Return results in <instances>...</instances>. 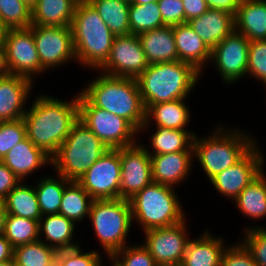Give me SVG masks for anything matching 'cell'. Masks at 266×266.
Instances as JSON below:
<instances>
[{"instance_id": "8d00e7d4", "label": "cell", "mask_w": 266, "mask_h": 266, "mask_svg": "<svg viewBox=\"0 0 266 266\" xmlns=\"http://www.w3.org/2000/svg\"><path fill=\"white\" fill-rule=\"evenodd\" d=\"M166 26L162 20L157 2L148 4H130L129 28L130 33L139 35L143 32Z\"/></svg>"}, {"instance_id": "f907efd6", "label": "cell", "mask_w": 266, "mask_h": 266, "mask_svg": "<svg viewBox=\"0 0 266 266\" xmlns=\"http://www.w3.org/2000/svg\"><path fill=\"white\" fill-rule=\"evenodd\" d=\"M7 66L6 48L5 45H0V78L10 75Z\"/></svg>"}, {"instance_id": "7dc6e473", "label": "cell", "mask_w": 266, "mask_h": 266, "mask_svg": "<svg viewBox=\"0 0 266 266\" xmlns=\"http://www.w3.org/2000/svg\"><path fill=\"white\" fill-rule=\"evenodd\" d=\"M185 11V23L204 14L208 9L205 0H182Z\"/></svg>"}, {"instance_id": "f1b7e54d", "label": "cell", "mask_w": 266, "mask_h": 266, "mask_svg": "<svg viewBox=\"0 0 266 266\" xmlns=\"http://www.w3.org/2000/svg\"><path fill=\"white\" fill-rule=\"evenodd\" d=\"M156 131L150 136V147L152 152L148 150L149 155H158L175 152H194L193 140L195 132L180 129H169L166 127H156Z\"/></svg>"}, {"instance_id": "c3c4849f", "label": "cell", "mask_w": 266, "mask_h": 266, "mask_svg": "<svg viewBox=\"0 0 266 266\" xmlns=\"http://www.w3.org/2000/svg\"><path fill=\"white\" fill-rule=\"evenodd\" d=\"M210 9H217L228 12L234 16L242 0H205Z\"/></svg>"}, {"instance_id": "8992f818", "label": "cell", "mask_w": 266, "mask_h": 266, "mask_svg": "<svg viewBox=\"0 0 266 266\" xmlns=\"http://www.w3.org/2000/svg\"><path fill=\"white\" fill-rule=\"evenodd\" d=\"M175 188L152 182L129 199L132 220L143 231L168 227L185 220Z\"/></svg>"}, {"instance_id": "1f68e13d", "label": "cell", "mask_w": 266, "mask_h": 266, "mask_svg": "<svg viewBox=\"0 0 266 266\" xmlns=\"http://www.w3.org/2000/svg\"><path fill=\"white\" fill-rule=\"evenodd\" d=\"M93 200L77 181H70L65 186L59 214L74 223L84 221L86 216L89 217Z\"/></svg>"}, {"instance_id": "6f0895ef", "label": "cell", "mask_w": 266, "mask_h": 266, "mask_svg": "<svg viewBox=\"0 0 266 266\" xmlns=\"http://www.w3.org/2000/svg\"><path fill=\"white\" fill-rule=\"evenodd\" d=\"M157 266H183V265L180 263V264H161Z\"/></svg>"}, {"instance_id": "ba28073f", "label": "cell", "mask_w": 266, "mask_h": 266, "mask_svg": "<svg viewBox=\"0 0 266 266\" xmlns=\"http://www.w3.org/2000/svg\"><path fill=\"white\" fill-rule=\"evenodd\" d=\"M88 218L108 258L126 246V239L133 224L129 200H93Z\"/></svg>"}, {"instance_id": "52a82bcc", "label": "cell", "mask_w": 266, "mask_h": 266, "mask_svg": "<svg viewBox=\"0 0 266 266\" xmlns=\"http://www.w3.org/2000/svg\"><path fill=\"white\" fill-rule=\"evenodd\" d=\"M107 150L106 145L78 120L52 157L51 166L67 180L78 181Z\"/></svg>"}, {"instance_id": "9a60e30c", "label": "cell", "mask_w": 266, "mask_h": 266, "mask_svg": "<svg viewBox=\"0 0 266 266\" xmlns=\"http://www.w3.org/2000/svg\"><path fill=\"white\" fill-rule=\"evenodd\" d=\"M186 221L162 228L144 231L145 242L142 243L157 265L180 264L191 238L187 234Z\"/></svg>"}, {"instance_id": "603a6c76", "label": "cell", "mask_w": 266, "mask_h": 266, "mask_svg": "<svg viewBox=\"0 0 266 266\" xmlns=\"http://www.w3.org/2000/svg\"><path fill=\"white\" fill-rule=\"evenodd\" d=\"M187 244L183 266H221V258L227 246L221 237L209 234L208 229Z\"/></svg>"}, {"instance_id": "277c9868", "label": "cell", "mask_w": 266, "mask_h": 266, "mask_svg": "<svg viewBox=\"0 0 266 266\" xmlns=\"http://www.w3.org/2000/svg\"><path fill=\"white\" fill-rule=\"evenodd\" d=\"M200 75L192 65L180 60L149 65L137 78L144 106L187 99Z\"/></svg>"}, {"instance_id": "ee69618b", "label": "cell", "mask_w": 266, "mask_h": 266, "mask_svg": "<svg viewBox=\"0 0 266 266\" xmlns=\"http://www.w3.org/2000/svg\"><path fill=\"white\" fill-rule=\"evenodd\" d=\"M221 266H258L245 245L239 243L227 246L221 258Z\"/></svg>"}, {"instance_id": "ffe728a7", "label": "cell", "mask_w": 266, "mask_h": 266, "mask_svg": "<svg viewBox=\"0 0 266 266\" xmlns=\"http://www.w3.org/2000/svg\"><path fill=\"white\" fill-rule=\"evenodd\" d=\"M202 41L213 49L235 30V16L217 9H208L204 14L188 21Z\"/></svg>"}, {"instance_id": "83f0119b", "label": "cell", "mask_w": 266, "mask_h": 266, "mask_svg": "<svg viewBox=\"0 0 266 266\" xmlns=\"http://www.w3.org/2000/svg\"><path fill=\"white\" fill-rule=\"evenodd\" d=\"M76 4L73 0H37L32 8V25L71 26Z\"/></svg>"}, {"instance_id": "30bf717a", "label": "cell", "mask_w": 266, "mask_h": 266, "mask_svg": "<svg viewBox=\"0 0 266 266\" xmlns=\"http://www.w3.org/2000/svg\"><path fill=\"white\" fill-rule=\"evenodd\" d=\"M77 182L94 200L120 198V149H108Z\"/></svg>"}, {"instance_id": "ab89813d", "label": "cell", "mask_w": 266, "mask_h": 266, "mask_svg": "<svg viewBox=\"0 0 266 266\" xmlns=\"http://www.w3.org/2000/svg\"><path fill=\"white\" fill-rule=\"evenodd\" d=\"M27 137L23 118L0 122V160L19 142Z\"/></svg>"}, {"instance_id": "f546056e", "label": "cell", "mask_w": 266, "mask_h": 266, "mask_svg": "<svg viewBox=\"0 0 266 266\" xmlns=\"http://www.w3.org/2000/svg\"><path fill=\"white\" fill-rule=\"evenodd\" d=\"M234 202L245 217L257 220L266 217V174L262 172L247 185Z\"/></svg>"}, {"instance_id": "3957f363", "label": "cell", "mask_w": 266, "mask_h": 266, "mask_svg": "<svg viewBox=\"0 0 266 266\" xmlns=\"http://www.w3.org/2000/svg\"><path fill=\"white\" fill-rule=\"evenodd\" d=\"M71 30L77 63L99 71L109 58L115 35L90 2L76 4Z\"/></svg>"}, {"instance_id": "b9f144b4", "label": "cell", "mask_w": 266, "mask_h": 266, "mask_svg": "<svg viewBox=\"0 0 266 266\" xmlns=\"http://www.w3.org/2000/svg\"><path fill=\"white\" fill-rule=\"evenodd\" d=\"M247 74L266 86V40L249 43Z\"/></svg>"}, {"instance_id": "60d3db41", "label": "cell", "mask_w": 266, "mask_h": 266, "mask_svg": "<svg viewBox=\"0 0 266 266\" xmlns=\"http://www.w3.org/2000/svg\"><path fill=\"white\" fill-rule=\"evenodd\" d=\"M102 261L97 250L82 252L81 246L59 250L56 255V266H97Z\"/></svg>"}, {"instance_id": "2e32d148", "label": "cell", "mask_w": 266, "mask_h": 266, "mask_svg": "<svg viewBox=\"0 0 266 266\" xmlns=\"http://www.w3.org/2000/svg\"><path fill=\"white\" fill-rule=\"evenodd\" d=\"M120 148V198L129 200L152 181L151 159L147 147L139 144Z\"/></svg>"}, {"instance_id": "d4e9b609", "label": "cell", "mask_w": 266, "mask_h": 266, "mask_svg": "<svg viewBox=\"0 0 266 266\" xmlns=\"http://www.w3.org/2000/svg\"><path fill=\"white\" fill-rule=\"evenodd\" d=\"M150 65L179 61L173 36V26L143 32L138 35Z\"/></svg>"}, {"instance_id": "f35d334b", "label": "cell", "mask_w": 266, "mask_h": 266, "mask_svg": "<svg viewBox=\"0 0 266 266\" xmlns=\"http://www.w3.org/2000/svg\"><path fill=\"white\" fill-rule=\"evenodd\" d=\"M109 260L116 266H157L154 258L143 244L128 246L115 252Z\"/></svg>"}, {"instance_id": "11a10c76", "label": "cell", "mask_w": 266, "mask_h": 266, "mask_svg": "<svg viewBox=\"0 0 266 266\" xmlns=\"http://www.w3.org/2000/svg\"><path fill=\"white\" fill-rule=\"evenodd\" d=\"M0 266H16L13 259L0 262Z\"/></svg>"}, {"instance_id": "44dd1931", "label": "cell", "mask_w": 266, "mask_h": 266, "mask_svg": "<svg viewBox=\"0 0 266 266\" xmlns=\"http://www.w3.org/2000/svg\"><path fill=\"white\" fill-rule=\"evenodd\" d=\"M21 181L44 165H52V158L35 146L27 137L17 143L1 160Z\"/></svg>"}, {"instance_id": "6da1fadb", "label": "cell", "mask_w": 266, "mask_h": 266, "mask_svg": "<svg viewBox=\"0 0 266 266\" xmlns=\"http://www.w3.org/2000/svg\"><path fill=\"white\" fill-rule=\"evenodd\" d=\"M23 120L27 138L52 158L79 120L78 95L62 101L40 94L27 109Z\"/></svg>"}, {"instance_id": "4fadbf2b", "label": "cell", "mask_w": 266, "mask_h": 266, "mask_svg": "<svg viewBox=\"0 0 266 266\" xmlns=\"http://www.w3.org/2000/svg\"><path fill=\"white\" fill-rule=\"evenodd\" d=\"M7 66L13 75L33 80L34 76L46 71L40 64L36 49L33 25L28 28L9 29L5 39Z\"/></svg>"}, {"instance_id": "9f6ffc18", "label": "cell", "mask_w": 266, "mask_h": 266, "mask_svg": "<svg viewBox=\"0 0 266 266\" xmlns=\"http://www.w3.org/2000/svg\"><path fill=\"white\" fill-rule=\"evenodd\" d=\"M22 1L27 3L30 7H32L36 3L37 0H22Z\"/></svg>"}, {"instance_id": "e575fe53", "label": "cell", "mask_w": 266, "mask_h": 266, "mask_svg": "<svg viewBox=\"0 0 266 266\" xmlns=\"http://www.w3.org/2000/svg\"><path fill=\"white\" fill-rule=\"evenodd\" d=\"M57 250L38 240L13 248L16 266H56Z\"/></svg>"}, {"instance_id": "4dcf8cb0", "label": "cell", "mask_w": 266, "mask_h": 266, "mask_svg": "<svg viewBox=\"0 0 266 266\" xmlns=\"http://www.w3.org/2000/svg\"><path fill=\"white\" fill-rule=\"evenodd\" d=\"M7 214L40 221L42 218L35 187L21 181L3 200Z\"/></svg>"}, {"instance_id": "d6986e66", "label": "cell", "mask_w": 266, "mask_h": 266, "mask_svg": "<svg viewBox=\"0 0 266 266\" xmlns=\"http://www.w3.org/2000/svg\"><path fill=\"white\" fill-rule=\"evenodd\" d=\"M194 152H175L150 155L152 181L176 187L190 174Z\"/></svg>"}, {"instance_id": "74e56055", "label": "cell", "mask_w": 266, "mask_h": 266, "mask_svg": "<svg viewBox=\"0 0 266 266\" xmlns=\"http://www.w3.org/2000/svg\"><path fill=\"white\" fill-rule=\"evenodd\" d=\"M0 17L10 29L32 25V8L22 0H0Z\"/></svg>"}, {"instance_id": "7a4b0ae2", "label": "cell", "mask_w": 266, "mask_h": 266, "mask_svg": "<svg viewBox=\"0 0 266 266\" xmlns=\"http://www.w3.org/2000/svg\"><path fill=\"white\" fill-rule=\"evenodd\" d=\"M81 93L95 106L128 120L139 132L145 123L137 79L113 77L100 73L83 87Z\"/></svg>"}, {"instance_id": "5b68a950", "label": "cell", "mask_w": 266, "mask_h": 266, "mask_svg": "<svg viewBox=\"0 0 266 266\" xmlns=\"http://www.w3.org/2000/svg\"><path fill=\"white\" fill-rule=\"evenodd\" d=\"M223 127H217L207 138L194 136V156L209 180L239 162L258 143L240 129Z\"/></svg>"}, {"instance_id": "d590c367", "label": "cell", "mask_w": 266, "mask_h": 266, "mask_svg": "<svg viewBox=\"0 0 266 266\" xmlns=\"http://www.w3.org/2000/svg\"><path fill=\"white\" fill-rule=\"evenodd\" d=\"M4 236L13 248L39 240V221L7 214Z\"/></svg>"}, {"instance_id": "db71d44e", "label": "cell", "mask_w": 266, "mask_h": 266, "mask_svg": "<svg viewBox=\"0 0 266 266\" xmlns=\"http://www.w3.org/2000/svg\"><path fill=\"white\" fill-rule=\"evenodd\" d=\"M158 0H132L130 2V4H142V5H145V4H148L150 2H157Z\"/></svg>"}, {"instance_id": "bcb514c9", "label": "cell", "mask_w": 266, "mask_h": 266, "mask_svg": "<svg viewBox=\"0 0 266 266\" xmlns=\"http://www.w3.org/2000/svg\"><path fill=\"white\" fill-rule=\"evenodd\" d=\"M21 180L0 160V200L15 188Z\"/></svg>"}, {"instance_id": "d6a6232c", "label": "cell", "mask_w": 266, "mask_h": 266, "mask_svg": "<svg viewBox=\"0 0 266 266\" xmlns=\"http://www.w3.org/2000/svg\"><path fill=\"white\" fill-rule=\"evenodd\" d=\"M100 17L115 35L130 34L129 6L127 0H89Z\"/></svg>"}, {"instance_id": "816d5d0a", "label": "cell", "mask_w": 266, "mask_h": 266, "mask_svg": "<svg viewBox=\"0 0 266 266\" xmlns=\"http://www.w3.org/2000/svg\"><path fill=\"white\" fill-rule=\"evenodd\" d=\"M7 211L3 200H0V236L4 235L5 218Z\"/></svg>"}, {"instance_id": "91938a15", "label": "cell", "mask_w": 266, "mask_h": 266, "mask_svg": "<svg viewBox=\"0 0 266 266\" xmlns=\"http://www.w3.org/2000/svg\"><path fill=\"white\" fill-rule=\"evenodd\" d=\"M111 264H112V266H116V264L114 263V261H113V262H111Z\"/></svg>"}, {"instance_id": "7402d4cb", "label": "cell", "mask_w": 266, "mask_h": 266, "mask_svg": "<svg viewBox=\"0 0 266 266\" xmlns=\"http://www.w3.org/2000/svg\"><path fill=\"white\" fill-rule=\"evenodd\" d=\"M173 36L179 60L189 63L203 74L202 69L206 66L204 63L210 61L211 49L195 33L188 22L174 25Z\"/></svg>"}, {"instance_id": "7bdbcfd3", "label": "cell", "mask_w": 266, "mask_h": 266, "mask_svg": "<svg viewBox=\"0 0 266 266\" xmlns=\"http://www.w3.org/2000/svg\"><path fill=\"white\" fill-rule=\"evenodd\" d=\"M245 238L241 240L251 253L254 262L258 266H266V228H245Z\"/></svg>"}, {"instance_id": "9c48e42d", "label": "cell", "mask_w": 266, "mask_h": 266, "mask_svg": "<svg viewBox=\"0 0 266 266\" xmlns=\"http://www.w3.org/2000/svg\"><path fill=\"white\" fill-rule=\"evenodd\" d=\"M79 120L85 124L108 149H120L136 143L140 133L128 120L95 107L80 91Z\"/></svg>"}, {"instance_id": "7c38bea8", "label": "cell", "mask_w": 266, "mask_h": 266, "mask_svg": "<svg viewBox=\"0 0 266 266\" xmlns=\"http://www.w3.org/2000/svg\"><path fill=\"white\" fill-rule=\"evenodd\" d=\"M33 36L45 70L76 61L71 26L33 25Z\"/></svg>"}, {"instance_id": "836d02e7", "label": "cell", "mask_w": 266, "mask_h": 266, "mask_svg": "<svg viewBox=\"0 0 266 266\" xmlns=\"http://www.w3.org/2000/svg\"><path fill=\"white\" fill-rule=\"evenodd\" d=\"M34 185L41 215L59 214L65 186L70 182L62 175L45 177Z\"/></svg>"}, {"instance_id": "680465c9", "label": "cell", "mask_w": 266, "mask_h": 266, "mask_svg": "<svg viewBox=\"0 0 266 266\" xmlns=\"http://www.w3.org/2000/svg\"><path fill=\"white\" fill-rule=\"evenodd\" d=\"M75 3L89 2V0H73Z\"/></svg>"}, {"instance_id": "e0dca14e", "label": "cell", "mask_w": 266, "mask_h": 266, "mask_svg": "<svg viewBox=\"0 0 266 266\" xmlns=\"http://www.w3.org/2000/svg\"><path fill=\"white\" fill-rule=\"evenodd\" d=\"M264 159L257 143L239 162L216 174L210 182L221 195L234 201L247 185L266 173L262 167Z\"/></svg>"}, {"instance_id": "f6af8a7d", "label": "cell", "mask_w": 266, "mask_h": 266, "mask_svg": "<svg viewBox=\"0 0 266 266\" xmlns=\"http://www.w3.org/2000/svg\"><path fill=\"white\" fill-rule=\"evenodd\" d=\"M157 3L162 20L166 26L185 23V11L182 0H158Z\"/></svg>"}, {"instance_id": "681fc988", "label": "cell", "mask_w": 266, "mask_h": 266, "mask_svg": "<svg viewBox=\"0 0 266 266\" xmlns=\"http://www.w3.org/2000/svg\"><path fill=\"white\" fill-rule=\"evenodd\" d=\"M13 259V247L5 236H0V262Z\"/></svg>"}, {"instance_id": "4316f807", "label": "cell", "mask_w": 266, "mask_h": 266, "mask_svg": "<svg viewBox=\"0 0 266 266\" xmlns=\"http://www.w3.org/2000/svg\"><path fill=\"white\" fill-rule=\"evenodd\" d=\"M75 226L72 220L61 214L44 215L39 221V235L43 233L47 241L42 236H39V240L57 251L79 247L72 240Z\"/></svg>"}, {"instance_id": "cb8c5ba5", "label": "cell", "mask_w": 266, "mask_h": 266, "mask_svg": "<svg viewBox=\"0 0 266 266\" xmlns=\"http://www.w3.org/2000/svg\"><path fill=\"white\" fill-rule=\"evenodd\" d=\"M185 100L186 99H177L170 102L146 106L145 123L140 132L144 130L147 131L153 119L155 120L156 127L188 130L186 126L190 122L191 112L188 106L185 105Z\"/></svg>"}, {"instance_id": "f5cc1de1", "label": "cell", "mask_w": 266, "mask_h": 266, "mask_svg": "<svg viewBox=\"0 0 266 266\" xmlns=\"http://www.w3.org/2000/svg\"><path fill=\"white\" fill-rule=\"evenodd\" d=\"M10 28L4 23L0 17V45H5V39Z\"/></svg>"}, {"instance_id": "ac0fdd59", "label": "cell", "mask_w": 266, "mask_h": 266, "mask_svg": "<svg viewBox=\"0 0 266 266\" xmlns=\"http://www.w3.org/2000/svg\"><path fill=\"white\" fill-rule=\"evenodd\" d=\"M33 85L30 79L19 75L10 74L0 78V122L24 117Z\"/></svg>"}, {"instance_id": "8fae6325", "label": "cell", "mask_w": 266, "mask_h": 266, "mask_svg": "<svg viewBox=\"0 0 266 266\" xmlns=\"http://www.w3.org/2000/svg\"><path fill=\"white\" fill-rule=\"evenodd\" d=\"M138 35L115 36L109 58L99 69L113 77L137 79L149 66Z\"/></svg>"}, {"instance_id": "484cf974", "label": "cell", "mask_w": 266, "mask_h": 266, "mask_svg": "<svg viewBox=\"0 0 266 266\" xmlns=\"http://www.w3.org/2000/svg\"><path fill=\"white\" fill-rule=\"evenodd\" d=\"M235 30L250 42L266 40V0H242L235 16Z\"/></svg>"}, {"instance_id": "5bb4252c", "label": "cell", "mask_w": 266, "mask_h": 266, "mask_svg": "<svg viewBox=\"0 0 266 266\" xmlns=\"http://www.w3.org/2000/svg\"><path fill=\"white\" fill-rule=\"evenodd\" d=\"M249 43L243 34L234 30L211 49L210 61L213 60L225 84L231 85L247 75Z\"/></svg>"}]
</instances>
